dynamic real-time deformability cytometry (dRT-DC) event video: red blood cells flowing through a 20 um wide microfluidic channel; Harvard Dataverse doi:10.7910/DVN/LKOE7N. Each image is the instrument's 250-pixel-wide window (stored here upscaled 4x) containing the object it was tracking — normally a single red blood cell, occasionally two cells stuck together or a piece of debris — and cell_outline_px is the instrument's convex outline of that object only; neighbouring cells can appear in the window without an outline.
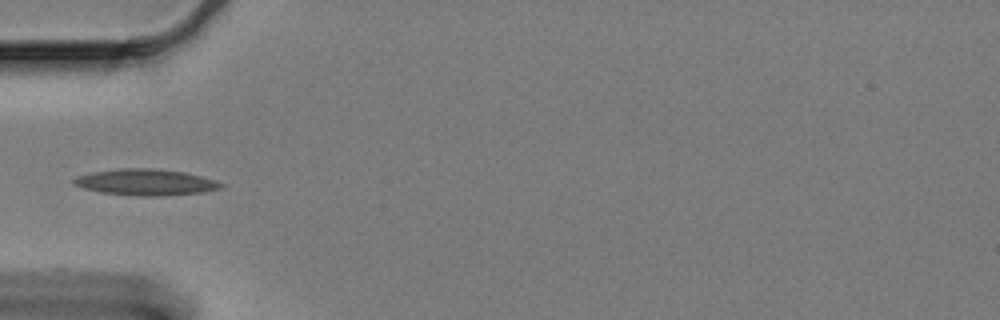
{"species": "Egyptian fruit bat (a non-hibernating species)", "species_latin": "Rousettus aegyptiacus", "temperature_condition": "cold", "stored_images_in_passage": 36, "camera_frame_rate_fps": 3000, "um_per_image_px": 0.085, "animal": {"sex": "female"}, "frame": {"image": 1, "passage_image": 1, "time_ms": 0.0, "image_size_px": [1000, 320], "cell_outline_px": [[224, 184], [220, 188], [204, 192], [164, 196], [136, 196], [100, 192], [84, 188], [72, 184], [72, 180], [76, 176], [92, 172], [120, 168], [152, 168], [184, 172], [200, 176]], "centroid_in_image_um": [12.33, 15.49], "position_along_channel_um": 72.7, "area_um2": 22.48}}
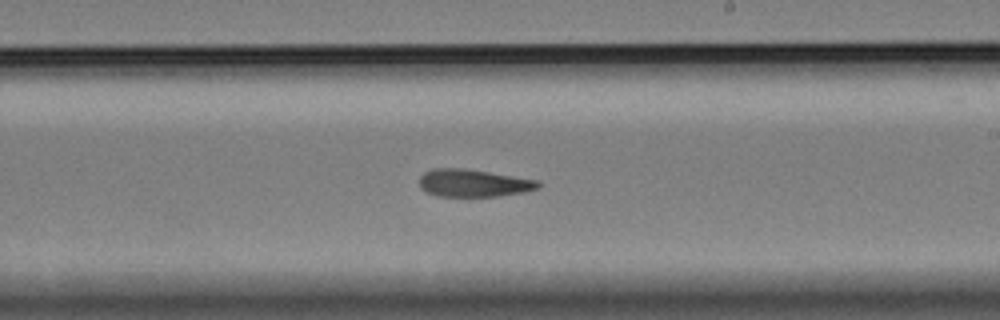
{"frame": {"image": 2, "passage_image": 17, "time_ms": 5.333, "image_size_px": [1000, 320], "cell_outline_px": [[540, 184], [536, 188], [524, 192], [496, 196], [436, 196], [424, 192], [420, 188], [420, 176], [424, 172], [436, 168], [464, 168], [540, 180]], "centroid_in_image_um": [40.21, 15.56], "position_along_channel_um": 248.8, "area_um2": 19.07}}
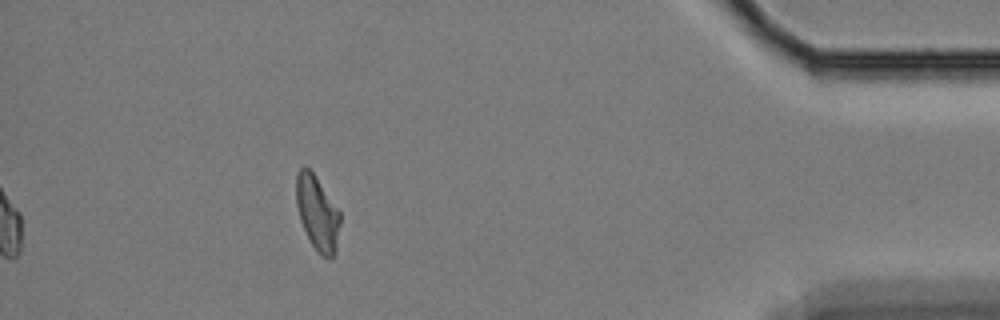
{"frame": {"image": 3, "passage_image": 36, "time_ms": 11.667, "image_size_px": [1000, 320], "cell_outline_px": [[340, 224], [336, 252], [332, 256], [324, 256], [316, 252], [300, 220], [296, 204], [296, 172], [304, 164], [312, 172], [340, 212]], "centroid_in_image_um": [26.96, 18.09], "position_along_channel_um": 408.2, "area_um2": 18.84}, "authors_computed_cell_mechanics": {"area_um2": 19.5653, "velocity_mm_per_s": 3.2877, "shape_relaxation_time_tau1_ms": null, "shape_relaxation_time_tau2_ms": 6.4106, "deformation_change_tau1": null, "deformation_change_tau2": 0.1604}}